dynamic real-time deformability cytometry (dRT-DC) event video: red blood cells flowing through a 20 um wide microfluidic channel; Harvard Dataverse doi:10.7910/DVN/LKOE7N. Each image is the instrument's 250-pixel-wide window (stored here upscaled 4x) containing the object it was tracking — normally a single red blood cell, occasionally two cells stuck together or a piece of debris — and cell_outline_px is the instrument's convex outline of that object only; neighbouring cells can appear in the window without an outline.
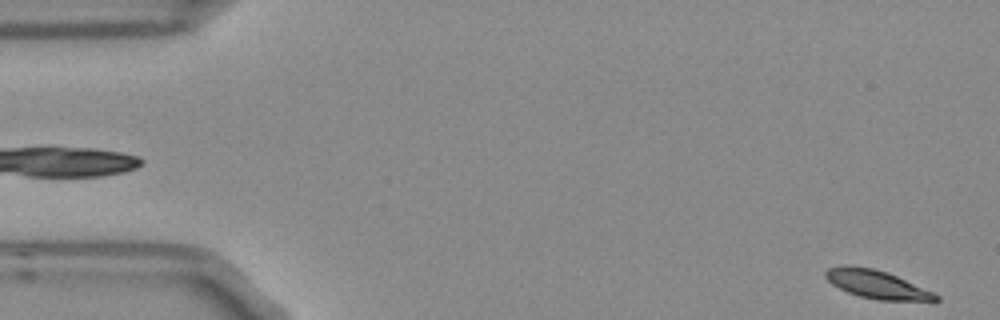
{"species": "Egyptian fruit bat (a non-hibernating species)", "species_latin": "Rousettus aegyptiacus", "temperature_condition": "room temperature", "stored_images_in_passage": 3, "camera_frame_rate_fps": 3000, "um_per_image_px": 0.085, "frame": {"image": 1, "passage_image": 3, "time_ms": 0.667, "image_size_px": [1000, 320], "cell_outline_px": [[940, 300], [936, 304], [880, 300], [860, 296], [848, 292], [832, 284], [824, 276], [824, 272], [828, 268], [872, 268], [888, 272], [932, 292], [940, 296]], "centroid_in_image_um": [74.72, 24.27], "position_along_channel_um": 10.3, "area_um2": 18.09}}